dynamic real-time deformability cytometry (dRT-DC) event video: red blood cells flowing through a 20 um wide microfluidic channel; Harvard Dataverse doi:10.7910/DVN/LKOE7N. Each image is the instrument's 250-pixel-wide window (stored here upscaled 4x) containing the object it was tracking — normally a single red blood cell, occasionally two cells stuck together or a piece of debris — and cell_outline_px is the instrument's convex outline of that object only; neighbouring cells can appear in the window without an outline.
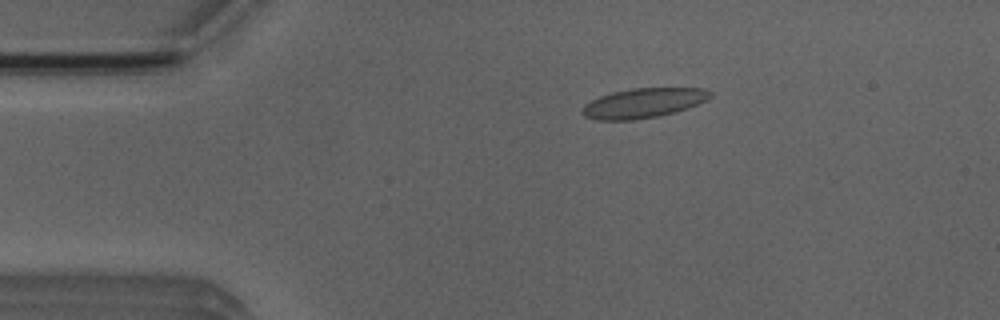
{"species": "Egyptian fruit bat (a non-hibernating species)", "species_latin": "Rousettus aegyptiacus", "temperature_condition": "room temperature", "stored_images_in_passage": 52, "camera_frame_rate_fps": 3000, "um_per_image_px": 0.085, "animal": {"sex": "male"}, "frame": {"image": 1, "passage_image": 10, "time_ms": 3.0, "image_size_px": [1000, 320], "cell_outline_px": [[712, 96], [688, 108], [656, 116], [636, 120], [596, 120], [584, 116], [580, 112], [580, 108], [584, 104], [600, 96], [612, 92], [632, 88], [704, 88], [712, 92]], "centroid_in_image_um": [54.62, 8.76], "position_along_channel_um": 30.4, "area_um2": 22.08}}
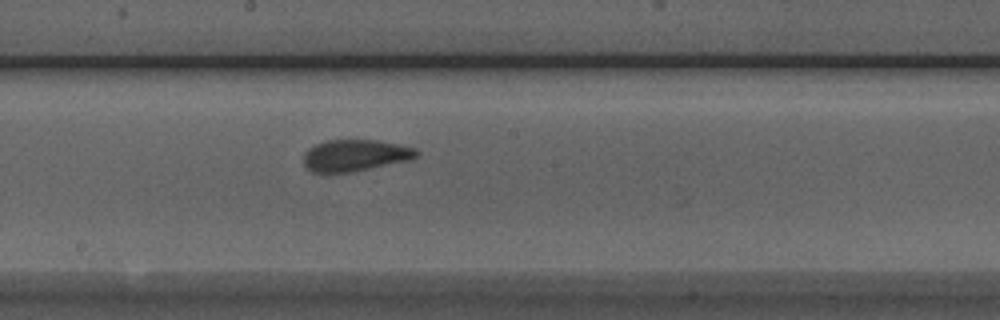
{"frame": {"image": 2, "passage_image": 28, "time_ms": 9.0, "image_size_px": [1000, 320], "cell_outline_px": [[420, 152], [416, 156], [408, 160], [352, 172], [312, 172], [304, 164], [304, 152], [308, 148], [316, 144], [328, 140], [376, 140], [400, 144], [416, 148]], "centroid_in_image_um": [30.19, 13.2], "position_along_channel_um": 218.0, "area_um2": 20.69}}
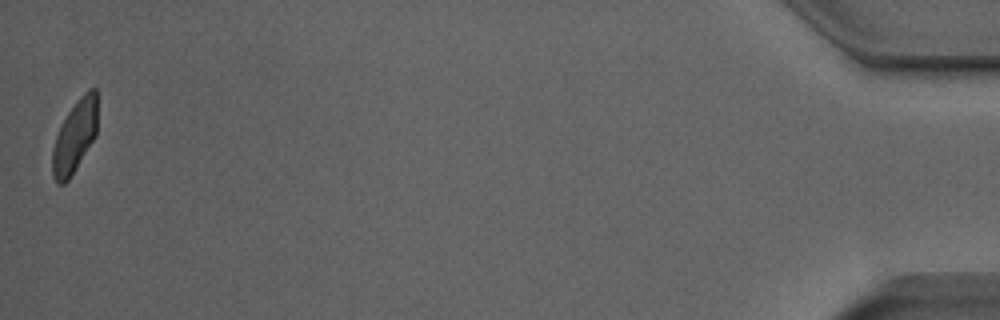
{"frame": {"image": 3, "passage_image": 52, "time_ms": 17.0, "image_size_px": [1000, 320], "cell_outline_px": [[96, 136], [68, 180], [64, 184], [56, 184], [52, 176], [52, 148], [56, 136], [68, 112], [80, 96], [88, 88], [96, 88]], "centroid_in_image_um": [6.34, 11.62], "position_along_channel_um": 428.9, "area_um2": 18.79}}